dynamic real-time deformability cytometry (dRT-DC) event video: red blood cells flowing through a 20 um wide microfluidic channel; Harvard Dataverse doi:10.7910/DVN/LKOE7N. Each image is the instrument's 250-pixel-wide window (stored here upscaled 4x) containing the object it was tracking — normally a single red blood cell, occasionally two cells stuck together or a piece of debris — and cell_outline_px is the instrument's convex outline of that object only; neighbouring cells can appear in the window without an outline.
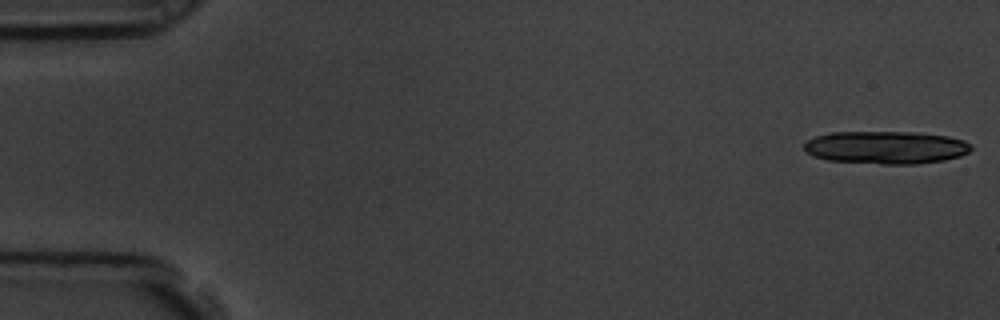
{"species": "common noctule bat (a hibernating species)", "species_latin": "Nyctalus noctula", "temperature_condition": "room temperature", "stored_images_in_passage": 16, "camera_frame_rate_fps": 3000, "um_per_image_px": 0.085, "animal": {"sex": "male", "body_mass_g": 19.5, "forearm_length_mm": 54.6}, "frame": {"image": 1, "passage_image": 1, "time_ms": 0.0, "image_size_px": [1000, 320], "cell_outline_px": [[972, 148], [968, 152], [960, 156], [944, 160], [916, 164], [884, 164], [828, 160], [812, 156], [804, 148], [804, 144], [808, 140], [816, 136], [828, 132], [912, 132], [948, 136], [964, 140]], "centroid_in_image_um": [75.29, 12.53], "position_along_channel_um": 9.7, "area_um2": 31.85}}